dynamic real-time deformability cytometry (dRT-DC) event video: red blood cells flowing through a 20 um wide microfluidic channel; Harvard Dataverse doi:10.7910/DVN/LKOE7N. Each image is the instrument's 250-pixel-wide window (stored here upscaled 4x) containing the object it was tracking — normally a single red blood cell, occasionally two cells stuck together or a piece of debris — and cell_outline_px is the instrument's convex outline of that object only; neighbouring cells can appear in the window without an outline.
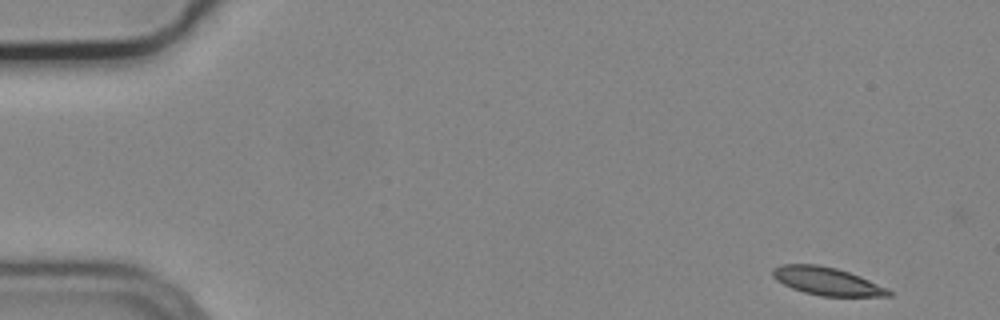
{"species": "common noctule bat (a hibernating species)", "species_latin": "Nyctalus noctula", "temperature_condition": "cold", "stored_images_in_passage": 8, "camera_frame_rate_fps": 3000, "um_per_image_px": 0.085, "animal": {"sex": "male", "body_mass_g": 19.2, "forearm_length_mm": 51.8}, "frame": {"image": 1, "passage_image": 1, "time_ms": 0.0, "image_size_px": [1000, 320], "cell_outline_px": [[892, 296], [820, 296], [804, 292], [792, 288], [776, 280], [772, 276], [772, 268], [780, 264], [816, 264], [836, 268], [860, 276], [888, 288], [892, 292]], "centroid_in_image_um": [70.28, 23.9], "position_along_channel_um": 14.7, "area_um2": 18.9}}
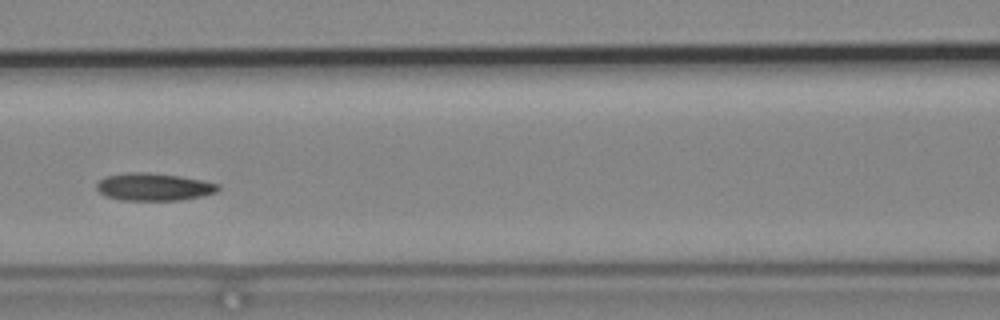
{"frame": {"image": 2, "passage_image": 5, "time_ms": 1.333, "image_size_px": [1000, 320], "cell_outline_px": [[220, 188], [216, 192], [204, 196], [180, 200], [120, 200], [104, 196], [96, 188], [96, 184], [104, 176], [128, 172], [148, 172], [180, 176], [220, 184]], "centroid_in_image_um": [13.06, 15.88], "position_along_channel_um": 153.5, "area_um2": 19.65}}
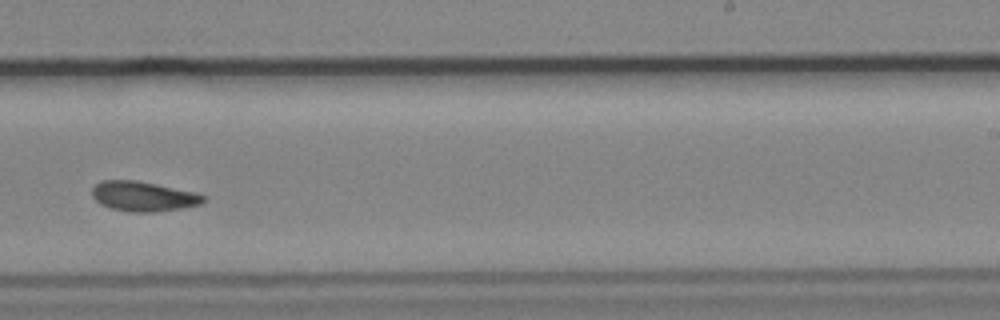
{"frame": {"image": 3, "passage_image": 8, "time_ms": 2.333, "image_size_px": [1000, 320], "cell_outline_px": [[204, 200], [200, 204], [184, 208], [152, 212], [128, 212], [112, 208], [100, 204], [92, 196], [92, 188], [100, 180], [136, 180], [156, 184], [192, 192], [204, 196]], "centroid_in_image_um": [12.13, 16.69], "position_along_channel_um": 276.9, "area_um2": 19.19}}